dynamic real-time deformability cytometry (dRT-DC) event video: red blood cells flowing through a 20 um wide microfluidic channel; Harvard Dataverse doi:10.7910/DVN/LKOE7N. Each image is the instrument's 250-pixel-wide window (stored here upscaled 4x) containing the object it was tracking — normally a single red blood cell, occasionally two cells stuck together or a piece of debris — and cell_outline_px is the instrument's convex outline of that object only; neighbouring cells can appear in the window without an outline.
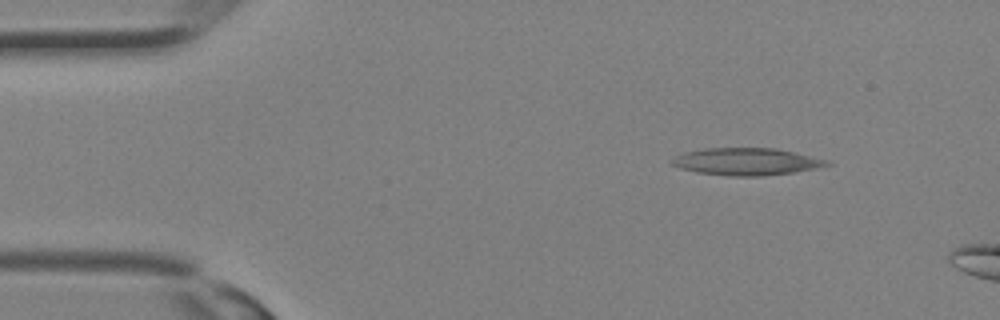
{"species": "Egyptian fruit bat (a non-hibernating species)", "species_latin": "Rousettus aegyptiacus", "temperature_condition": "room temperature", "stored_images_in_passage": 6, "camera_frame_rate_fps": 3000, "um_per_image_px": 0.085, "animal": {"sex": "female"}, "frame": {"image": 1, "passage_image": 3, "time_ms": 0.667, "image_size_px": [1000, 320], "cell_outline_px": [[832, 164], [816, 168], [792, 172], [764, 176], [728, 176], [696, 172], [680, 168], [672, 164], [668, 160], [684, 152], [704, 148], [776, 148], [828, 160]], "centroid_in_image_um": [63.4, 13.73], "position_along_channel_um": 21.6, "area_um2": 24.57}}